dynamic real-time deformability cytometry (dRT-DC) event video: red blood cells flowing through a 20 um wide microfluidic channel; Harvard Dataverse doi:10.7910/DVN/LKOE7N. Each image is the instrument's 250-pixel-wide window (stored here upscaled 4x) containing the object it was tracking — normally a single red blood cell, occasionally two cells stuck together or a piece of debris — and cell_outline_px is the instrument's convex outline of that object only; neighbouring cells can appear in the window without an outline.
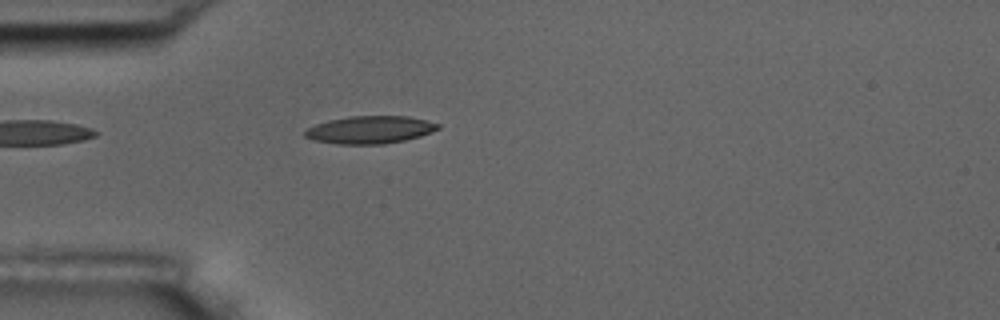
{"species": "common noctule bat (a hibernating species)", "species_latin": "Nyctalus noctula", "temperature_condition": "room temperature", "stored_images_in_passage": 2, "camera_frame_rate_fps": 3000, "um_per_image_px": 0.085, "animal": {"sex": "male", "body_mass_g": 17.5, "forearm_length_mm": 52.3}, "frame": {"image": 1, "passage_image": 2, "time_ms": 0.333, "image_size_px": [1000, 320], "cell_outline_px": [[440, 128], [432, 132], [420, 136], [404, 140], [384, 144], [336, 144], [312, 140], [304, 136], [304, 132], [308, 128], [316, 124], [328, 120], [348, 116], [408, 116], [440, 124]], "centroid_in_image_um": [31.43, 11.03], "position_along_channel_um": 53.6, "area_um2": 21.44}}